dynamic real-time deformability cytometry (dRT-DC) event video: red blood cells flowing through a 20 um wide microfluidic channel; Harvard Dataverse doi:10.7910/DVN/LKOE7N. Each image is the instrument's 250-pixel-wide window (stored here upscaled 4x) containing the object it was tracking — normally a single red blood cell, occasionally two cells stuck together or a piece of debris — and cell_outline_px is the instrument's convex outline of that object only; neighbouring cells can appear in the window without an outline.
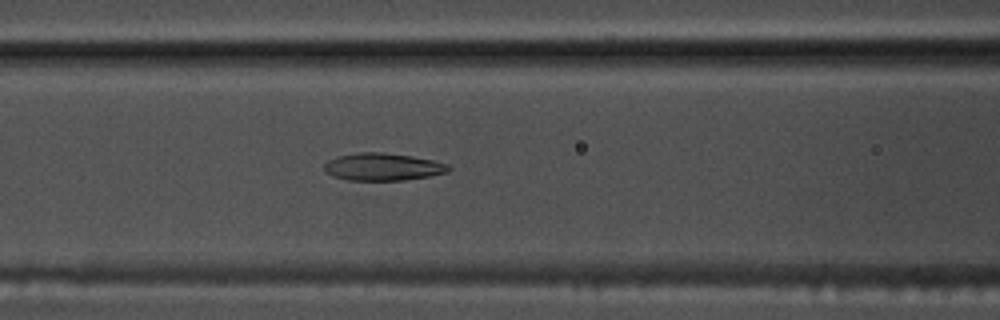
{"species": "common noctule bat (a hibernating species)", "species_latin": "Nyctalus noctula", "temperature_condition": "warm", "stored_images_in_passage": 44, "camera_frame_rate_fps": 3000, "um_per_image_px": 0.085, "animal": {"sex": "male", "body_mass_g": 17.5, "forearm_length_mm": 52.3}, "frame": {"image": 1, "passage_image": 23, "time_ms": 7.333, "image_size_px": [1000, 320], "cell_outline_px": [[452, 168], [448, 172], [428, 176], [404, 180], [348, 180], [332, 176], [324, 172], [324, 164], [328, 160], [336, 156], [360, 152], [384, 152], [412, 156], [432, 160], [448, 164]], "centroid_in_image_um": [32.51, 14.18], "position_along_channel_um": 134.1, "area_um2": 20.0}}
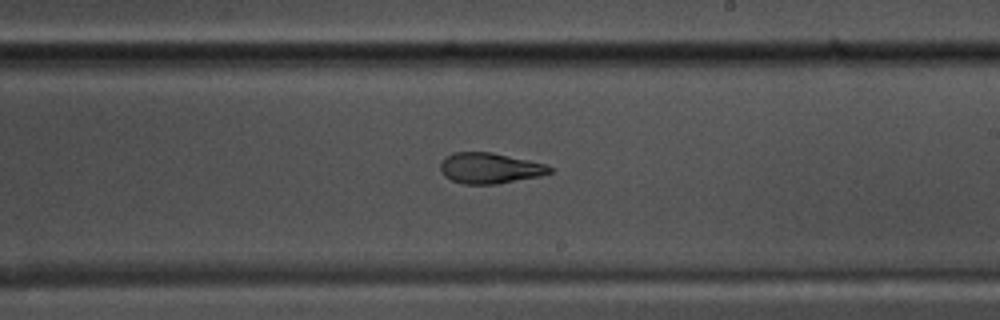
{"frame": {"image": 2, "passage_image": 32, "time_ms": 10.333, "image_size_px": [1000, 320], "cell_outline_px": [[552, 172], [540, 176], [496, 184], [464, 184], [452, 180], [444, 176], [440, 168], [440, 164], [452, 152], [492, 152], [548, 164], [552, 168]], "centroid_in_image_um": [41.66, 14.29], "position_along_channel_um": 247.3, "area_um2": 19.54}}
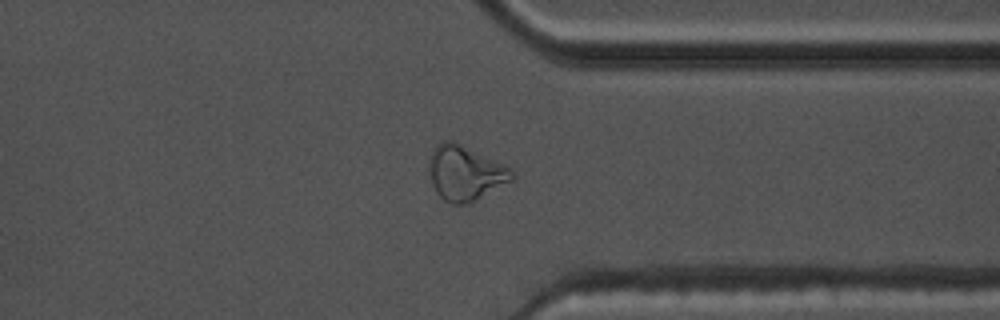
{"frame": {"image": 3, "passage_image": 42, "time_ms": 13.667, "image_size_px": [1000, 320], "cell_outline_px": [[516, 176], [512, 180], [464, 204], [452, 204], [444, 200], [436, 192], [432, 184], [432, 148], [436, 144], [444, 140], [452, 140], [504, 164]], "centroid_in_image_um": [39.54, 14.68], "position_along_channel_um": 371.9, "area_um2": 25.49}, "authors_computed_cell_mechanics": {"area_um2": 20.4901, "velocity_mm_per_s": 3.7903, "shape_relaxation_time_tau1_ms": 8.3407, "shape_relaxation_time_tau2_ms": 2.0997, "deformation_change_tau1": 0.2615, "deformation_change_tau2": 0.1056}}